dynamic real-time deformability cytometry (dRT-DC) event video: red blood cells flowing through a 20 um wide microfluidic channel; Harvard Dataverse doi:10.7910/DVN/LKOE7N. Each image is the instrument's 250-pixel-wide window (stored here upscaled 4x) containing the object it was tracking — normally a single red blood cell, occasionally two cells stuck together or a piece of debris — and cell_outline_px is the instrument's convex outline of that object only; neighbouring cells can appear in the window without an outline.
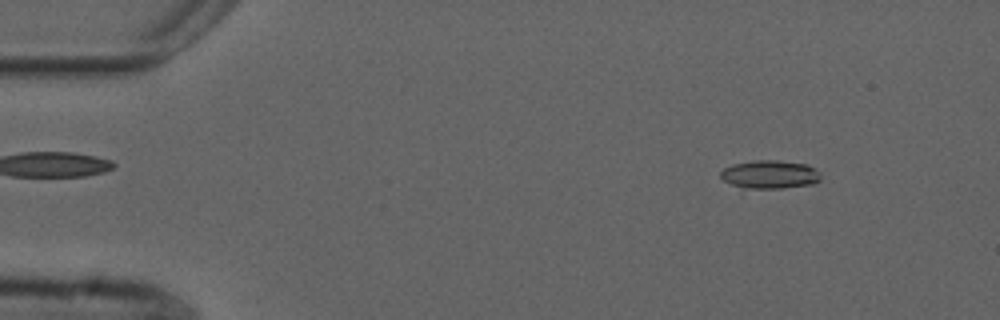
{"species": "common noctule bat (a hibernating species)", "species_latin": "Nyctalus noctula", "temperature_condition": "cold", "stored_images_in_passage": 43, "camera_frame_rate_fps": 3000, "um_per_image_px": 0.085, "animal": {"sex": "male", "forearm_length_mm": 52.5}, "frame": {"image": 1, "passage_image": 4, "time_ms": 1.0, "image_size_px": [1000, 320], "cell_outline_px": [[820, 180], [812, 184], [784, 188], [744, 188], [732, 184], [724, 180], [720, 176], [720, 172], [724, 168], [732, 164], [756, 160], [776, 160], [808, 164], [820, 172]], "centroid_in_image_um": [65.45, 14.82], "position_along_channel_um": 19.5, "area_um2": 16.53}}
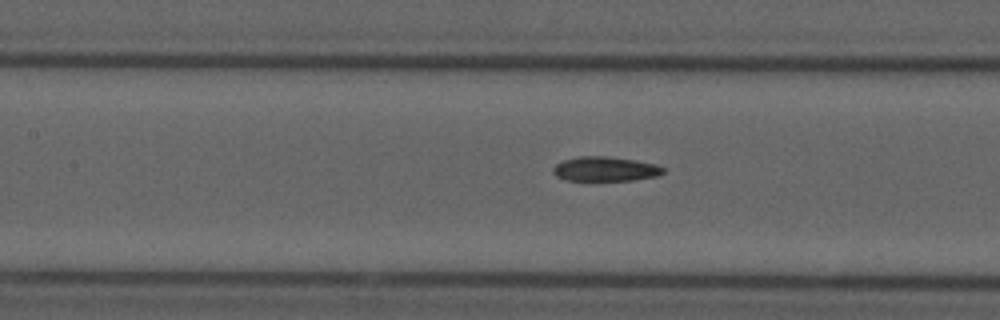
{"frame": {"image": 2, "passage_image": 22, "time_ms": 7.0, "image_size_px": [1000, 320], "cell_outline_px": [[664, 172], [656, 176], [632, 180], [568, 180], [556, 176], [552, 172], [552, 168], [556, 164], [564, 160], [580, 156], [608, 156], [636, 160], [656, 164], [664, 168]], "centroid_in_image_um": [51.44, 14.35], "position_along_channel_um": 156.0, "area_um2": 15.66}}
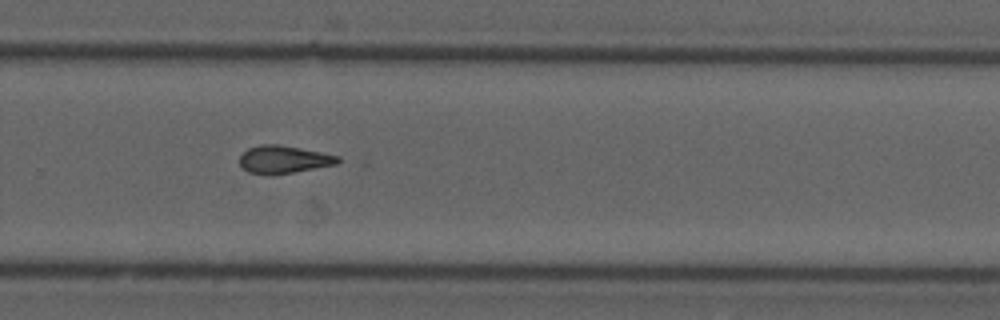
{"frame": {"image": 3, "passage_image": 34, "time_ms": 11.0, "image_size_px": [1000, 320], "cell_outline_px": [[340, 160], [336, 164], [272, 176], [248, 172], [240, 164], [240, 156], [248, 148], [260, 144], [276, 144], [300, 148], [340, 156]], "centroid_in_image_um": [24.09, 13.56], "position_along_channel_um": 305.7, "area_um2": 15.84}, "authors_computed_cell_mechanics": {"area_um2": 16.2418, "velocity_mm_per_s": 3.7539, "shape_relaxation_time_tau1_ms": 9.5668, "shape_relaxation_time_tau2_ms": 6.9274, "deformation_change_tau1": 0.1994, "deformation_change_tau2": 0.1627}}